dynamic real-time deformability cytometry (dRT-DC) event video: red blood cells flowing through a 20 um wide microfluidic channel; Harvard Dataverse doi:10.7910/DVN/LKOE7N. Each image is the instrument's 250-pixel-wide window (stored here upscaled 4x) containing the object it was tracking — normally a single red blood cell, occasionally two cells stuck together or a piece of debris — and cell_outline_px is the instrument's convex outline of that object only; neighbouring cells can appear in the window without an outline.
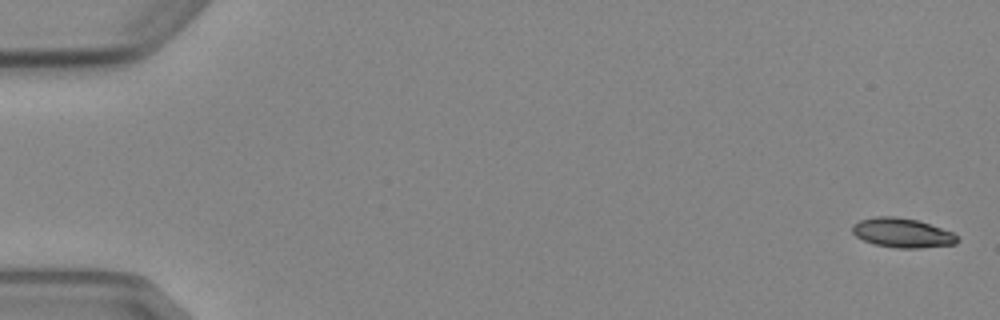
{"species": "Egyptian fruit bat (a non-hibernating species)", "species_latin": "Rousettus aegyptiacus", "temperature_condition": "cold", "stored_images_in_passage": 6, "camera_frame_rate_fps": 3000, "um_per_image_px": 0.085, "animal": {"sex": "female"}, "frame": {"image": 1, "passage_image": 1, "time_ms": 0.0, "image_size_px": [1000, 320], "cell_outline_px": [[960, 240], [956, 244], [920, 248], [896, 248], [876, 244], [864, 240], [856, 236], [852, 232], [852, 224], [860, 220], [876, 216], [896, 216], [916, 220], [952, 232]], "centroid_in_image_um": [76.68, 19.79], "position_along_channel_um": 8.3, "area_um2": 17.86}}
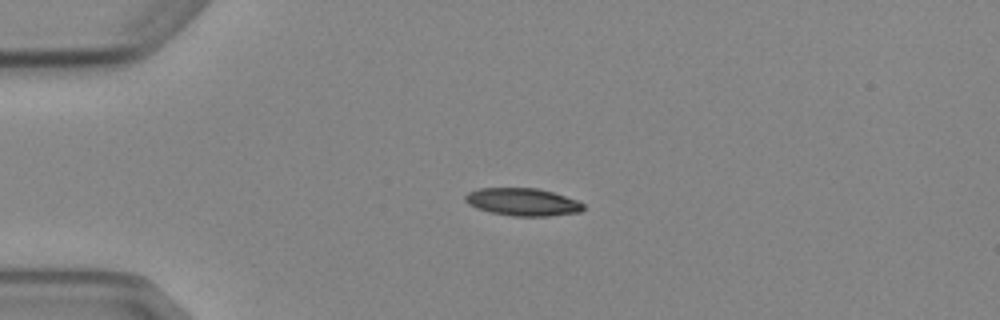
{"frame": {"image": 2, "passage_image": 4, "time_ms": 4.0, "image_size_px": [1000, 320], "cell_outline_px": [[584, 208], [580, 212], [548, 216], [512, 216], [492, 212], [476, 208], [468, 204], [464, 200], [464, 196], [468, 192], [480, 188], [536, 188], [552, 192], [576, 200], [584, 204]], "centroid_in_image_um": [44.4, 17.17], "position_along_channel_um": 40.6, "area_um2": 18.9}}
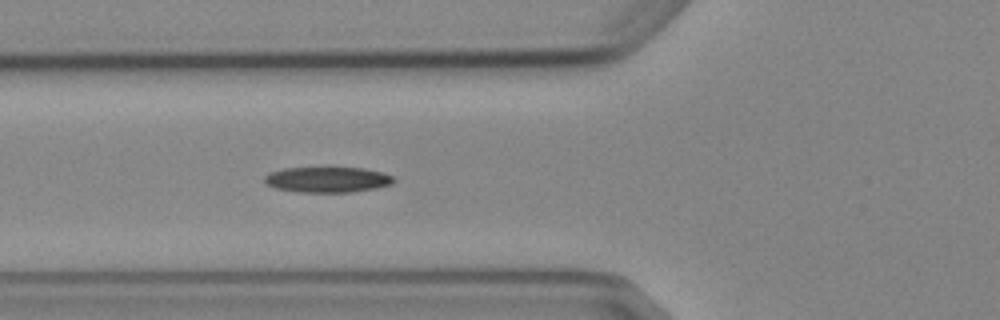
{"frame": {"image": 3, "passage_image": 6, "time_ms": 6.333, "image_size_px": [1000, 320], "cell_outline_px": [[396, 180], [392, 184], [376, 188], [352, 192], [300, 192], [276, 188], [268, 184], [264, 180], [264, 176], [268, 172], [284, 168], [324, 164], [332, 164], [364, 168], [380, 172], [392, 176]], "centroid_in_image_um": [27.82, 15.2], "position_along_channel_um": 98.0, "area_um2": 20.4}}